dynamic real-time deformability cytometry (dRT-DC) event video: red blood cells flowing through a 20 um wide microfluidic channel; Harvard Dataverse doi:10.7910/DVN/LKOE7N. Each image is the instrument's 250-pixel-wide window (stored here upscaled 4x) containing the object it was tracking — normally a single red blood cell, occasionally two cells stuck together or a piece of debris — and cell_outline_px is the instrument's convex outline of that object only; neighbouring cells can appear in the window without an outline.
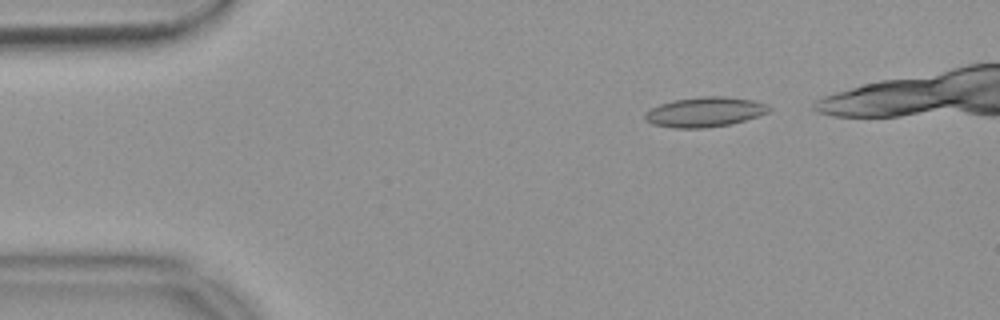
{"species": "common noctule bat (a hibernating species)", "species_latin": "Nyctalus noctula", "temperature_condition": "warm", "stored_images_in_passage": 43, "camera_frame_rate_fps": 3000, "um_per_image_px": 0.085, "animal": {"sex": "female", "body_mass_g": 18.4}, "frame": {"image": 1, "passage_image": 4, "time_ms": 1.0, "image_size_px": [1000, 320], "cell_outline_px": [[772, 108], [768, 112], [732, 124], [704, 128], [672, 128], [652, 124], [644, 120], [644, 112], [660, 104], [672, 100], [704, 96], [724, 96], [752, 100], [768, 104]], "centroid_in_image_um": [59.88, 9.52], "position_along_channel_um": 25.1, "area_um2": 21.68}}
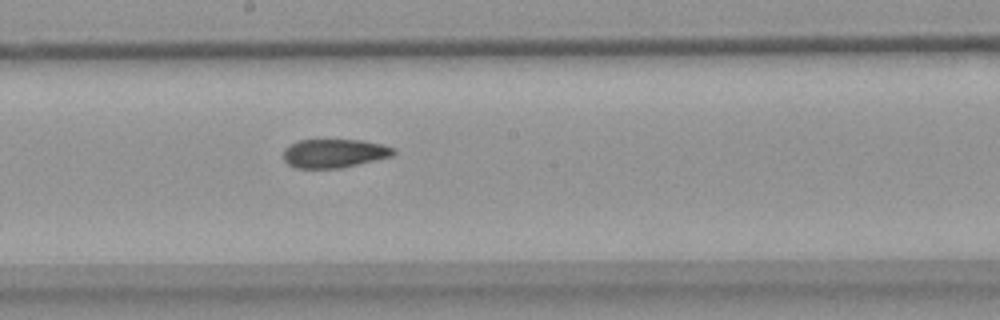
{"frame": {"image": 2, "passage_image": 25, "time_ms": 8.0, "image_size_px": [1000, 320], "cell_outline_px": [[396, 152], [392, 156], [340, 168], [296, 168], [288, 164], [284, 160], [284, 148], [300, 140], [360, 140], [380, 144], [396, 148]], "centroid_in_image_um": [28.41, 13.03], "position_along_channel_um": 219.8, "area_um2": 18.26}}
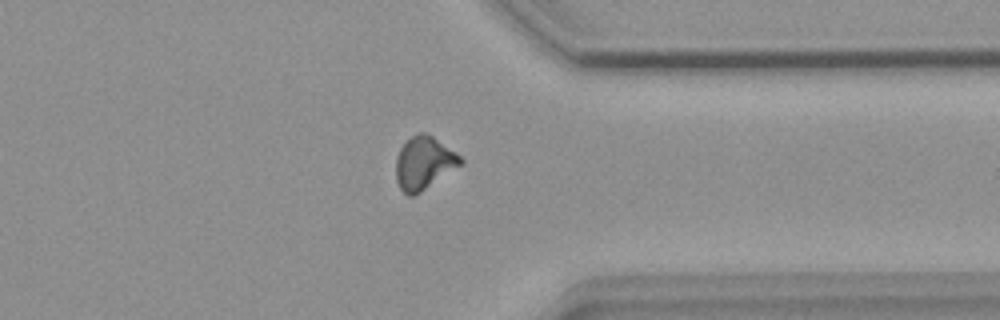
{"frame": {"image": 3, "passage_image": 38, "time_ms": 12.333, "image_size_px": [1000, 320], "cell_outline_px": [[464, 164], [420, 192], [412, 196], [408, 196], [400, 188], [396, 180], [396, 156], [404, 140], [416, 132], [424, 132], [432, 136], [456, 152], [464, 160]], "centroid_in_image_um": [36.03, 13.83], "position_along_channel_um": 375.4, "area_um2": 20.17}, "authors_computed_cell_mechanics": {"area_um2": 19.652, "velocity_mm_per_s": 3.6962, "shape_relaxation_time_tau1_ms": null, "shape_relaxation_time_tau2_ms": 3.2099, "deformation_change_tau1": null, "deformation_change_tau2": 0.0868}}